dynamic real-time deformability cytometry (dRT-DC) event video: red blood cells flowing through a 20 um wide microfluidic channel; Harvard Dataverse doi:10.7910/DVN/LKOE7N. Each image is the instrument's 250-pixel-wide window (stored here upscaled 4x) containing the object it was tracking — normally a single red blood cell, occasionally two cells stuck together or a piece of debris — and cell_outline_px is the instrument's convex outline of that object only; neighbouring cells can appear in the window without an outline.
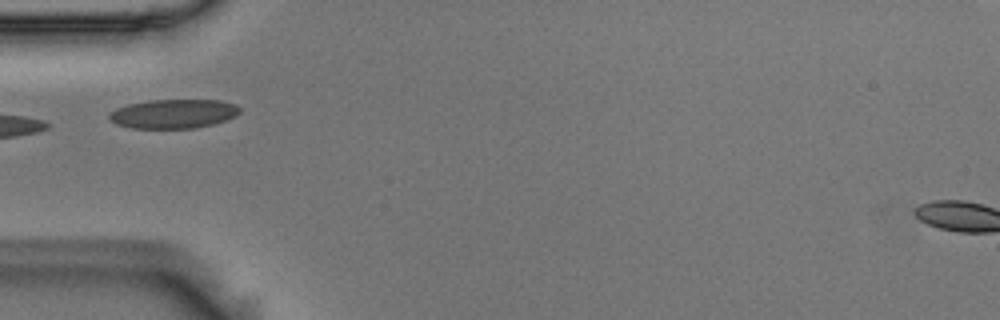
{"species": "Egyptian fruit bat (a non-hibernating species)", "species_latin": "Rousettus aegyptiacus", "temperature_condition": "room temperature", "stored_images_in_passage": 3, "camera_frame_rate_fps": 3000, "um_per_image_px": 0.085, "animal": {"sex": "male"}, "frame": {"image": 1, "passage_image": 1, "time_ms": 0.0, "image_size_px": [1000, 320], "cell_outline_px": [[240, 112], [236, 116], [228, 120], [196, 128], [132, 128], [116, 124], [108, 116], [116, 108], [128, 104], [148, 100], [220, 100], [236, 104], [240, 108]], "centroid_in_image_um": [14.79, 9.67], "position_along_channel_um": 70.2, "area_um2": 22.2}}
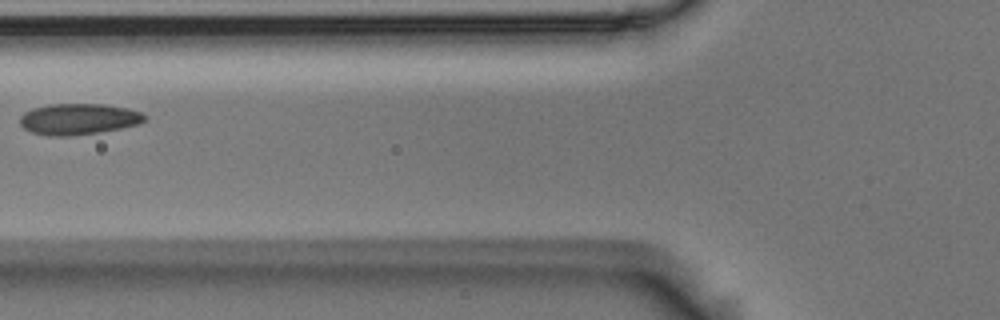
{"frame": {"image": 2, "passage_image": 2, "time_ms": 0.333, "image_size_px": [1000, 320], "cell_outline_px": [[148, 120], [140, 124], [120, 128], [96, 132], [68, 136], [48, 136], [32, 132], [24, 128], [20, 124], [20, 116], [24, 112], [32, 108], [52, 104], [104, 104], [128, 108], [140, 112], [148, 116]], "centroid_in_image_um": [6.7, 10.11], "position_along_channel_um": 119.1, "area_um2": 22.66}}
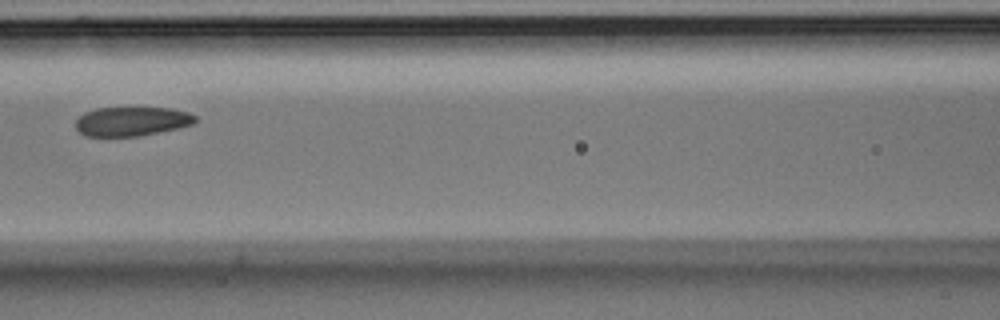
{"frame": {"image": 3, "passage_image": 3, "time_ms": 0.667, "image_size_px": [1000, 320], "cell_outline_px": [[196, 124], [140, 136], [84, 136], [76, 128], [76, 120], [84, 112], [96, 108], [172, 108], [188, 112], [196, 116]], "centroid_in_image_um": [11.21, 10.31], "position_along_channel_um": 155.4, "area_um2": 20.4}}